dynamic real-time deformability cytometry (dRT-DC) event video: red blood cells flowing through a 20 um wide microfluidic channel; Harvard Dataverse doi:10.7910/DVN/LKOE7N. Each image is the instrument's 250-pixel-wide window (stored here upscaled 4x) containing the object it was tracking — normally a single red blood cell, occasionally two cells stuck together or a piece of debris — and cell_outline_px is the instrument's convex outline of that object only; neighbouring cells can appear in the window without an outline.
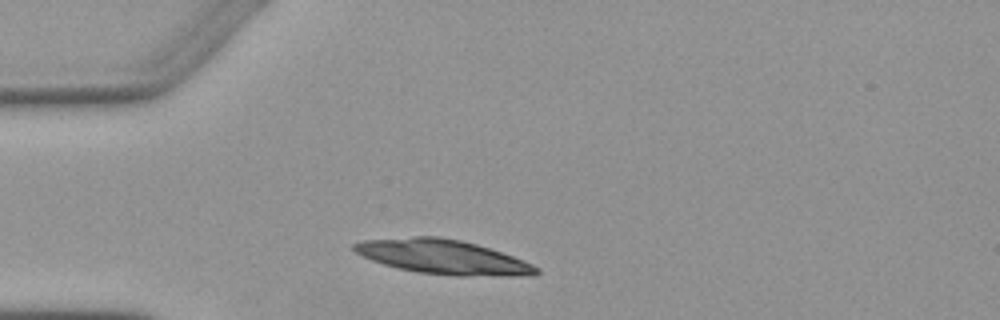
{"species": "Egyptian fruit bat (a non-hibernating species)", "species_latin": "Rousettus aegyptiacus", "temperature_condition": "warm", "stored_images_in_passage": 2, "camera_frame_rate_fps": 3000, "um_per_image_px": 0.085, "animal": {"sex": "female"}, "frame": {"image": 1, "passage_image": 1, "time_ms": 0.0, "image_size_px": [1000, 320], "cell_outline_px": [[540, 272], [532, 276], [456, 276], [416, 272], [396, 268], [372, 260], [356, 252], [352, 248], [352, 244], [364, 240], [412, 236], [440, 236], [460, 240], [476, 244], [524, 260], [540, 268]], "centroid_in_image_um": [37.68, 21.84], "position_along_channel_um": 47.3, "area_um2": 36.65}}